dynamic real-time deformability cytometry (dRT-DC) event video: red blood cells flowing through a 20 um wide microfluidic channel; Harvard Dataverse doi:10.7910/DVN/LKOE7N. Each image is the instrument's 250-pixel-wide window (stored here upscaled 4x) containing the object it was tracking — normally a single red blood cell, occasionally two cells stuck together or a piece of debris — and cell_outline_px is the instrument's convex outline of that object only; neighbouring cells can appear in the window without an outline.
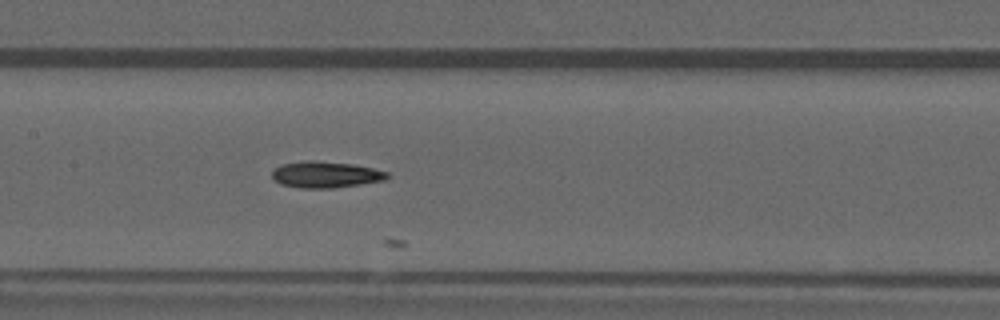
{"species": "common noctule bat (a hibernating species)", "species_latin": "Nyctalus noctula", "temperature_condition": "warm", "stored_images_in_passage": 13, "camera_frame_rate_fps": 3000, "um_per_image_px": 0.085, "animal": {"sex": "male", "forearm_length_mm": 52.5}, "frame": {"image": 1, "passage_image": 9, "time_ms": 2.667, "image_size_px": [1000, 320], "cell_outline_px": [[392, 176], [384, 180], [360, 184], [332, 188], [300, 188], [280, 184], [272, 176], [272, 168], [280, 164], [308, 160], [312, 160], [352, 164], [372, 168], [388, 172]], "centroid_in_image_um": [27.66, 14.83], "position_along_channel_um": 179.7, "area_um2": 17.74}}